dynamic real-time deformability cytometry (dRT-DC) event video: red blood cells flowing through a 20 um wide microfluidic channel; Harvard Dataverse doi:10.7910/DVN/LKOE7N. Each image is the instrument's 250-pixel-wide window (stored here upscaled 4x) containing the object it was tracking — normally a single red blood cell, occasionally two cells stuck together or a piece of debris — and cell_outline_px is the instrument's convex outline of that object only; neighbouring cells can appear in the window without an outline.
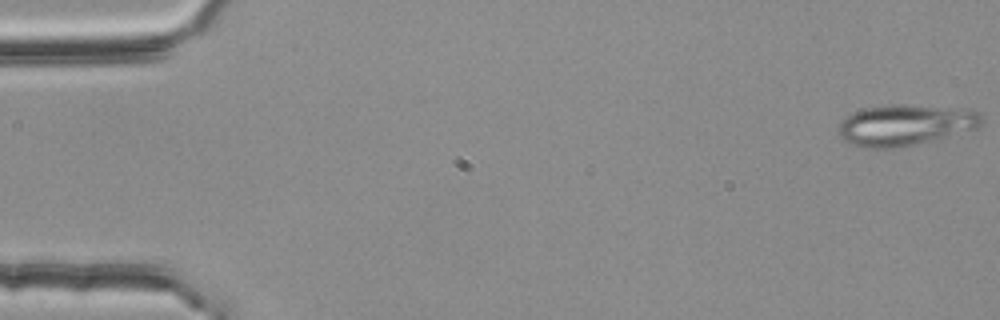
{"species": "common noctule bat (a hibernating species)", "species_latin": "Nyctalus noctula", "temperature_condition": "room temperature", "stored_images_in_passage": 4, "camera_frame_rate_fps": 3000, "um_per_image_px": 0.085, "animal": {"sex": "female", "body_mass_g": 25.1}, "frame": {"image": 1, "passage_image": 1, "time_ms": 0.0, "image_size_px": [1000, 320], "cell_outline_px": [[980, 128], [896, 148], [864, 148], [852, 144], [844, 140], [840, 136], [840, 124], [852, 112], [868, 108], [900, 104], [908, 104], [972, 108], [980, 112]], "centroid_in_image_um": [77.01, 10.6], "position_along_channel_um": 8.0, "area_um2": 33.99}}